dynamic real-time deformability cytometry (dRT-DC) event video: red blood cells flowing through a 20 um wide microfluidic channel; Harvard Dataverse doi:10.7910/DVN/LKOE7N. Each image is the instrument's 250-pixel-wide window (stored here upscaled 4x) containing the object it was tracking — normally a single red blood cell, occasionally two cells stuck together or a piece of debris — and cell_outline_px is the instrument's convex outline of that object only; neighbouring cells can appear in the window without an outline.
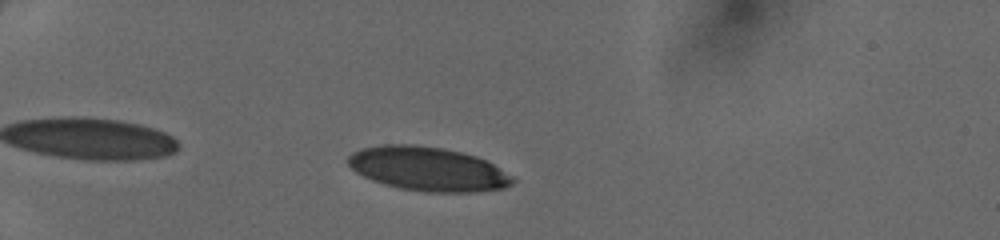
{"species": "human", "species_latin": "Homo sapiens", "temperature_condition": "cold", "stored_images_in_passage": 35, "camera_frame_rate_fps": 3000, "um_per_image_px": 0.085, "donor": {"sex": "female"}, "frame": {"image": 1, "passage_image": 5, "time_ms": 1.333, "image_size_px": [1000, 240], "cell_outline_px": [[516, 180], [512, 184], [504, 188], [476, 192], [428, 192], [400, 188], [384, 184], [372, 180], [356, 172], [348, 164], [348, 156], [352, 152], [360, 148], [384, 144], [416, 144], [444, 148], [464, 152], [488, 160], [512, 176]], "centroid_in_image_um": [36.39, 14.34], "position_along_channel_um": 48.6, "area_um2": 42.54}}
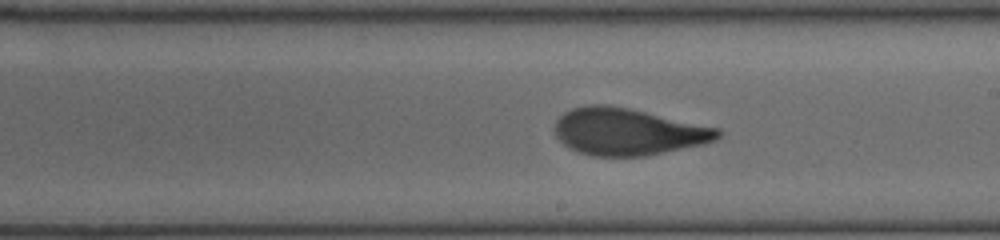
{"frame": {"image": 2, "passage_image": 21, "time_ms": 6.667, "image_size_px": [1000, 240], "cell_outline_px": [[720, 136], [716, 140], [704, 144], [644, 156], [592, 156], [568, 148], [556, 136], [556, 120], [564, 112], [572, 108], [588, 104], [608, 104], [720, 128]], "centroid_in_image_um": [53.36, 11.19], "position_along_channel_um": 235.6, "area_um2": 44.39}}
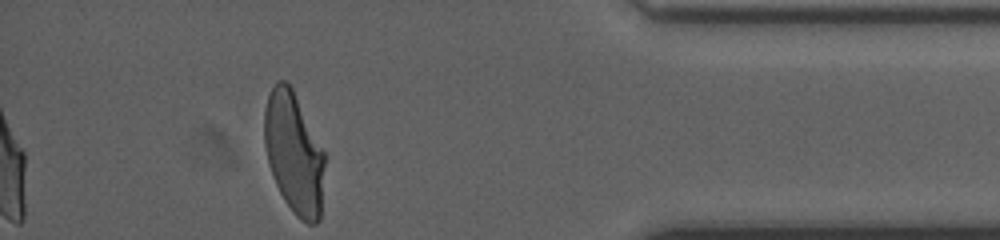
{"frame": {"image": 3, "passage_image": 35, "time_ms": 11.333, "image_size_px": [1000, 240], "cell_outline_px": [[324, 164], [320, 220], [316, 224], [308, 224], [300, 220], [292, 212], [284, 200], [272, 176], [268, 164], [264, 144], [264, 108], [268, 96], [276, 80], [284, 80], [292, 88], [324, 152]], "centroid_in_image_um": [24.96, 13.04], "position_along_channel_um": 410.2, "area_um2": 42.54}}